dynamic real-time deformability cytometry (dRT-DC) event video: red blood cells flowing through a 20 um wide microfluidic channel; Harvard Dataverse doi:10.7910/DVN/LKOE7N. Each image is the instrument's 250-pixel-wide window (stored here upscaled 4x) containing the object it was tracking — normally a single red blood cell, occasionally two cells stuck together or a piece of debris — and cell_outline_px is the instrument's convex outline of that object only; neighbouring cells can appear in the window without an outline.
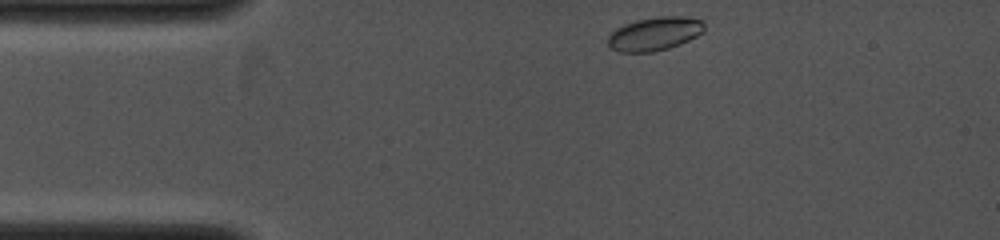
{"species": "common noctule bat (a hibernating species)", "species_latin": "Nyctalus noctula", "temperature_condition": "cold", "stored_images_in_passage": 29, "camera_frame_rate_fps": 4000, "um_per_image_px": 0.085, "animal": {"sex": "female", "body_mass_g": 19.0, "forearm_length_mm": 53.3}, "frame": {"image": 1, "passage_image": 1, "time_ms": 0.0, "image_size_px": [1000, 240], "cell_outline_px": [[704, 32], [680, 44], [668, 48], [652, 52], [620, 52], [612, 48], [608, 44], [608, 36], [616, 28], [624, 24], [636, 20], [660, 16], [684, 16], [700, 20], [704, 24]], "centroid_in_image_um": [55.64, 2.87], "position_along_channel_um": 29.4, "area_um2": 18.73}}
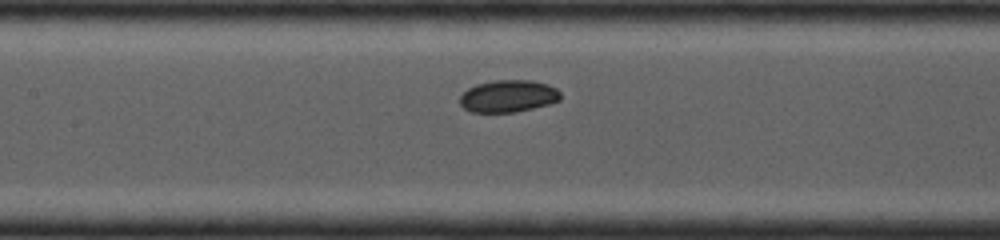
{"frame": {"image": 2, "passage_image": 16, "time_ms": 3.75, "image_size_px": [1000, 240], "cell_outline_px": [[560, 100], [548, 104], [532, 108], [512, 112], [472, 112], [464, 108], [460, 104], [460, 96], [468, 88], [476, 84], [496, 80], [532, 80], [548, 84], [556, 88], [560, 92]], "centroid_in_image_um": [43.2, 8.16], "position_along_channel_um": 164.2, "area_um2": 18.79}}
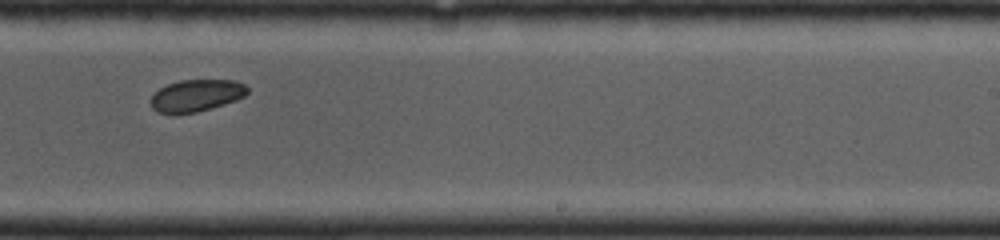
{"frame": {"image": 3, "passage_image": 28, "time_ms": 6.0, "image_size_px": [1000, 240], "cell_outline_px": [[248, 92], [244, 96], [236, 100], [196, 112], [176, 116], [160, 112], [152, 108], [152, 96], [160, 88], [168, 84], [180, 80], [232, 80], [244, 84], [248, 88]], "centroid_in_image_um": [16.67, 8.13], "position_along_channel_um": 272.3, "area_um2": 17.98}}